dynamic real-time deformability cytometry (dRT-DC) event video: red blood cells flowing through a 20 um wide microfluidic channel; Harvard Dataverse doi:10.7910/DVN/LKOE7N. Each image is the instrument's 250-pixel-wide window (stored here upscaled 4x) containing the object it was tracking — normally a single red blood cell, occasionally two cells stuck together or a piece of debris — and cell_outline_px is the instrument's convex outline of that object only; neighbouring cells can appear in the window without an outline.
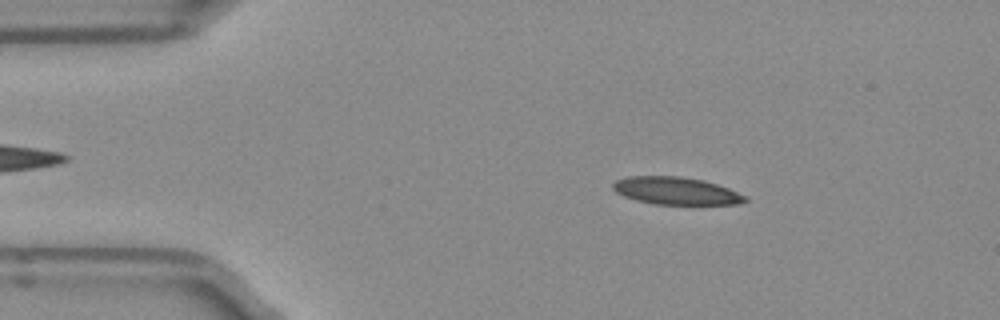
{"species": "Egyptian fruit bat (a non-hibernating species)", "species_latin": "Rousettus aegyptiacus", "temperature_condition": "room temperature", "stored_images_in_passage": 49, "camera_frame_rate_fps": 3000, "um_per_image_px": 0.085, "frame": {"image": 1, "passage_image": 7, "time_ms": 2.0, "image_size_px": [1000, 320], "cell_outline_px": [[748, 200], [740, 204], [656, 204], [636, 200], [624, 196], [616, 192], [612, 188], [612, 184], [616, 180], [628, 176], [680, 176], [704, 180], [728, 188], [748, 196]], "centroid_in_image_um": [57.47, 16.22], "position_along_channel_um": 27.5, "area_um2": 21.21}}
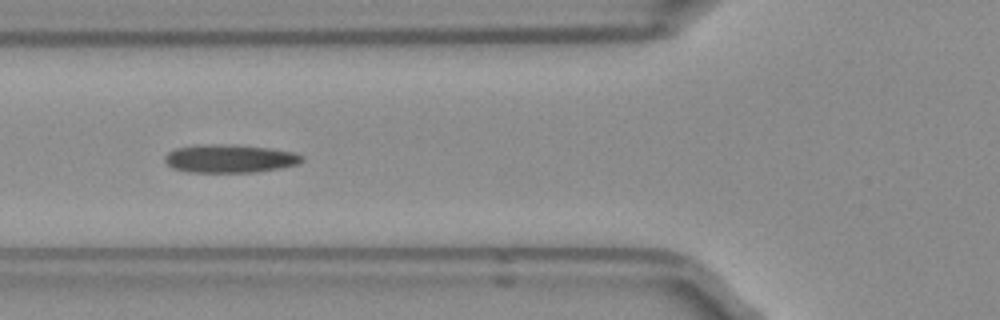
{"frame": {"image": 2, "passage_image": 17, "time_ms": 5.333, "image_size_px": [1000, 320], "cell_outline_px": [[304, 160], [296, 164], [280, 168], [256, 172], [188, 172], [172, 168], [164, 160], [164, 156], [168, 152], [176, 148], [196, 144], [228, 144], [268, 148], [292, 152], [304, 156]], "centroid_in_image_um": [19.49, 13.47], "position_along_channel_um": 106.3, "area_um2": 22.6}}
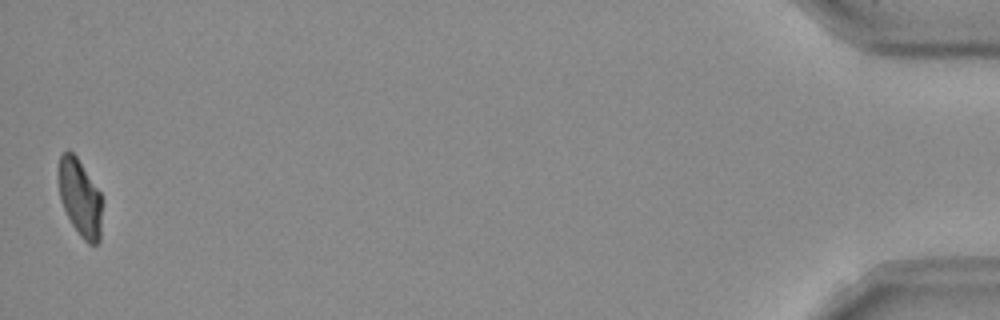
{"frame": {"image": 3, "passage_image": 49, "time_ms": 16.0, "image_size_px": [1000, 320], "cell_outline_px": [[100, 240], [96, 244], [88, 244], [80, 236], [72, 224], [60, 200], [60, 156], [68, 148], [76, 156], [100, 192]], "centroid_in_image_um": [6.8, 16.82], "position_along_channel_um": 428.4, "area_um2": 18.9}, "authors_computed_cell_mechanics": {"area_um2": 21.5594, "velocity_mm_per_s": 3.9385, "shape_relaxation_time_tau1_ms": null, "shape_relaxation_time_tau2_ms": 4.3254, "deformation_change_tau1": null, "deformation_change_tau2": 0.1184}}